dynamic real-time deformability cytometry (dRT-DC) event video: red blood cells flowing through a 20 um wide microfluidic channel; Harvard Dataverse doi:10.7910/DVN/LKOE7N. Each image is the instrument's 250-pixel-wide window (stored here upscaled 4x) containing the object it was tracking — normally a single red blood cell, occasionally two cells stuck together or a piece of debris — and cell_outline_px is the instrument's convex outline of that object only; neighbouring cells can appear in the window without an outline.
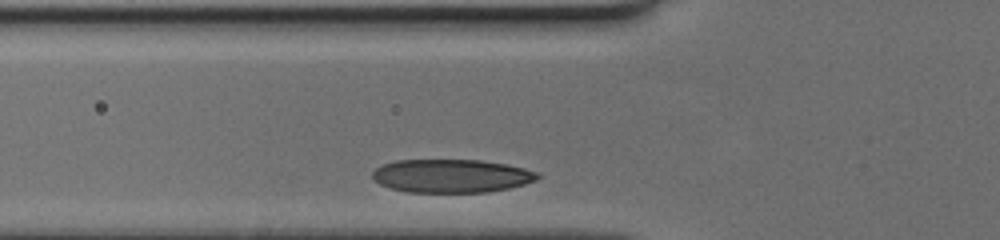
{"species": "human", "species_latin": "Homo sapiens", "temperature_condition": "cold", "stored_images_in_passage": 31, "camera_frame_rate_fps": 3000, "um_per_image_px": 0.085, "donor": {"sex": "female"}, "frame": {"image": 1, "passage_image": 2, "time_ms": 0.333, "image_size_px": [1000, 240], "cell_outline_px": [[540, 176], [536, 180], [524, 184], [508, 188], [488, 192], [408, 192], [392, 188], [380, 184], [372, 180], [372, 172], [376, 168], [384, 164], [396, 160], [480, 160], [504, 164], [524, 168], [540, 172]], "centroid_in_image_um": [38.37, 14.95], "position_along_channel_um": 87.4, "area_um2": 32.08}}
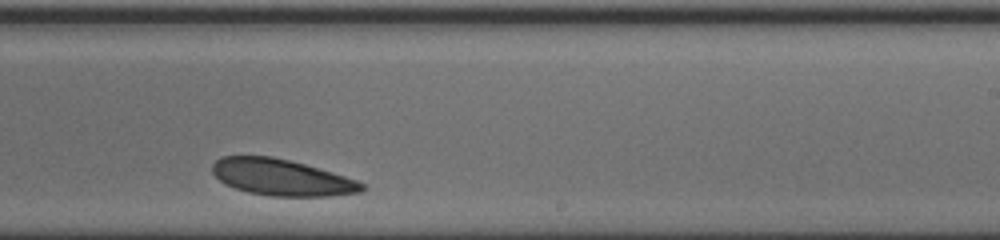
{"frame": {"image": 2, "passage_image": 16, "time_ms": 5.0, "image_size_px": [1000, 240], "cell_outline_px": [[364, 188], [360, 192], [328, 196], [272, 196], [248, 192], [224, 184], [212, 172], [212, 164], [220, 156], [272, 156], [304, 164], [344, 176], [356, 180], [364, 184]], "centroid_in_image_um": [23.89, 15.07], "position_along_channel_um": 265.1, "area_um2": 31.39}}
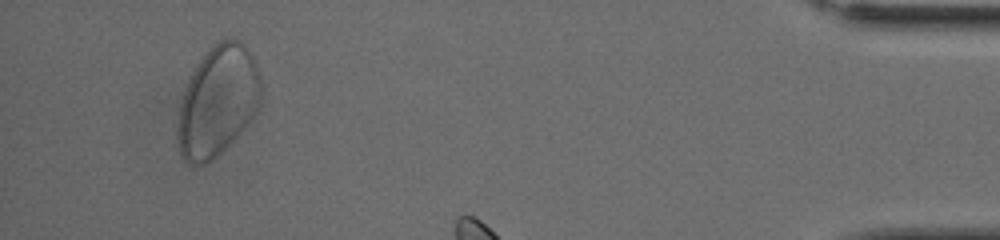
{"frame": {"image": 3, "passage_image": 28, "time_ms": 9.0, "image_size_px": [1000, 240], "cell_outline_px": [[260, 100], [252, 116], [244, 128], [212, 160], [204, 164], [188, 164], [180, 156], [176, 140], [176, 128], [180, 100], [188, 80], [192, 72], [208, 48], [212, 44], [220, 40], [240, 40], [244, 44], [252, 56], [260, 80]], "centroid_in_image_um": [18.44, 8.62], "position_along_channel_um": 416.8, "area_um2": 53.23}}